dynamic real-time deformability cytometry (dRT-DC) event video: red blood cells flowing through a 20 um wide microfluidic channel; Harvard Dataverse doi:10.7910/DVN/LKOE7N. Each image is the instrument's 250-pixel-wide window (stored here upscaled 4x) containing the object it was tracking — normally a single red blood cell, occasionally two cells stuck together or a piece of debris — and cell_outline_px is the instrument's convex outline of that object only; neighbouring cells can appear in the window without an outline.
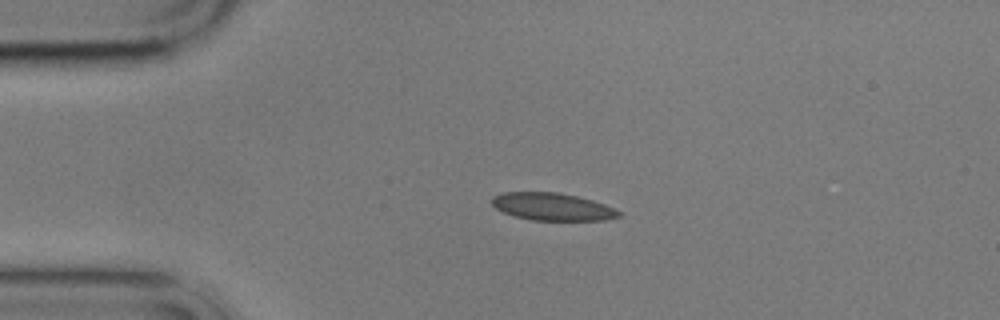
{"species": "common noctule bat (a hibernating species)", "species_latin": "Nyctalus noctula", "temperature_condition": "cold", "stored_images_in_passage": 3, "camera_frame_rate_fps": 3000, "um_per_image_px": 0.085, "animal": {"sex": "male", "body_mass_g": 17.9}, "frame": {"image": 1, "passage_image": 2, "time_ms": 2.0, "image_size_px": [1000, 320], "cell_outline_px": [[624, 216], [604, 220], [532, 220], [516, 216], [504, 212], [496, 208], [492, 204], [492, 196], [504, 192], [556, 192], [576, 196], [592, 200], [604, 204], [620, 212]], "centroid_in_image_um": [46.96, 17.57], "position_along_channel_um": 38.0, "area_um2": 20.17}}